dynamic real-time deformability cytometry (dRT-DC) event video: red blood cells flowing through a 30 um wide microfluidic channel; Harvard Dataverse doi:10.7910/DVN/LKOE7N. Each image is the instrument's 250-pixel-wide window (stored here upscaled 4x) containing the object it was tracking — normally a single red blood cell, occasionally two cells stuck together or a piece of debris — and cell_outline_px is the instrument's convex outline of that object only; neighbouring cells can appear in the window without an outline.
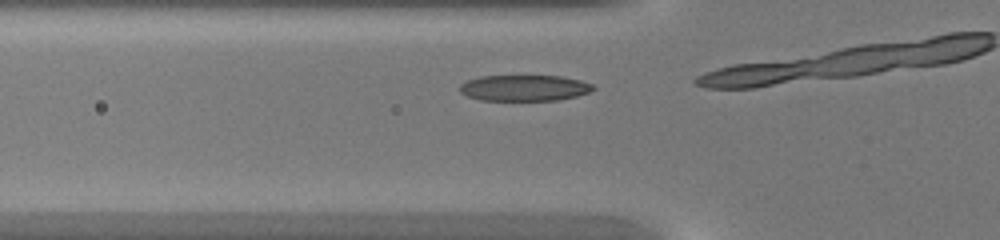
{"species": "common noctule bat (a hibernating species)", "species_latin": "Nyctalus noctula", "temperature_condition": "warm", "stored_images_in_passage": 4, "camera_frame_rate_fps": 3000, "um_per_image_px": 0.085, "animal": {"sex": "female", "body_mass_g": 20.0, "forearm_length_mm": 54.0}, "frame": {"image": 1, "passage_image": 3, "time_ms": 0.667, "image_size_px": [1000, 240], "cell_outline_px": [[596, 88], [588, 92], [576, 96], [560, 100], [480, 100], [468, 96], [460, 92], [460, 84], [468, 80], [480, 76], [560, 76], [580, 80], [592, 84]], "centroid_in_image_um": [44.57, 7.47], "position_along_channel_um": 81.2, "area_um2": 20.11}}